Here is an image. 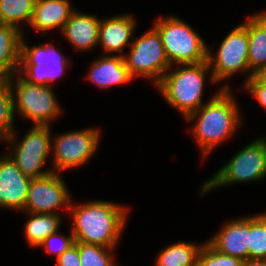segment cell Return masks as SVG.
Returning <instances> with one entry per match:
<instances>
[{
  "label": "cell",
  "instance_id": "1",
  "mask_svg": "<svg viewBox=\"0 0 266 266\" xmlns=\"http://www.w3.org/2000/svg\"><path fill=\"white\" fill-rule=\"evenodd\" d=\"M74 226L72 234L75 241L103 247H115L126 220V207L111 202L94 201L84 205L72 206Z\"/></svg>",
  "mask_w": 266,
  "mask_h": 266
},
{
  "label": "cell",
  "instance_id": "2",
  "mask_svg": "<svg viewBox=\"0 0 266 266\" xmlns=\"http://www.w3.org/2000/svg\"><path fill=\"white\" fill-rule=\"evenodd\" d=\"M229 91L228 86L222 87L207 104L186 117L192 120L200 114L192 134L205 156L218 143L231 136L240 123L238 107Z\"/></svg>",
  "mask_w": 266,
  "mask_h": 266
},
{
  "label": "cell",
  "instance_id": "3",
  "mask_svg": "<svg viewBox=\"0 0 266 266\" xmlns=\"http://www.w3.org/2000/svg\"><path fill=\"white\" fill-rule=\"evenodd\" d=\"M213 60V55L208 51V61L184 64L185 68L166 72L157 85L165 100L185 117L203 105L201 101L205 73L211 67Z\"/></svg>",
  "mask_w": 266,
  "mask_h": 266
},
{
  "label": "cell",
  "instance_id": "4",
  "mask_svg": "<svg viewBox=\"0 0 266 266\" xmlns=\"http://www.w3.org/2000/svg\"><path fill=\"white\" fill-rule=\"evenodd\" d=\"M154 28L161 36L166 57L170 63L197 64L208 61L205 42L186 23L169 16L155 21Z\"/></svg>",
  "mask_w": 266,
  "mask_h": 266
},
{
  "label": "cell",
  "instance_id": "5",
  "mask_svg": "<svg viewBox=\"0 0 266 266\" xmlns=\"http://www.w3.org/2000/svg\"><path fill=\"white\" fill-rule=\"evenodd\" d=\"M266 175V138L256 139L239 151L202 187V193L234 182L257 181Z\"/></svg>",
  "mask_w": 266,
  "mask_h": 266
},
{
  "label": "cell",
  "instance_id": "6",
  "mask_svg": "<svg viewBox=\"0 0 266 266\" xmlns=\"http://www.w3.org/2000/svg\"><path fill=\"white\" fill-rule=\"evenodd\" d=\"M129 74L134 77L154 78L156 86L164 74L170 69L162 39L158 31L152 27L131 44L128 57L123 56Z\"/></svg>",
  "mask_w": 266,
  "mask_h": 266
},
{
  "label": "cell",
  "instance_id": "7",
  "mask_svg": "<svg viewBox=\"0 0 266 266\" xmlns=\"http://www.w3.org/2000/svg\"><path fill=\"white\" fill-rule=\"evenodd\" d=\"M19 75L18 79L14 80L16 81L15 90L12 88L14 85L12 79H15L13 78L15 75L8 78L11 91H16V96L13 93L12 97L14 113L18 110L20 115L31 119L35 125H49L48 123L61 112L51 86L29 83L22 78L21 74Z\"/></svg>",
  "mask_w": 266,
  "mask_h": 266
},
{
  "label": "cell",
  "instance_id": "8",
  "mask_svg": "<svg viewBox=\"0 0 266 266\" xmlns=\"http://www.w3.org/2000/svg\"><path fill=\"white\" fill-rule=\"evenodd\" d=\"M66 62V59L55 50L52 43L30 48L22 38L19 66L21 70H18V73L23 71L27 76L24 77L22 74L25 81L32 84L51 86L52 80L63 73Z\"/></svg>",
  "mask_w": 266,
  "mask_h": 266
},
{
  "label": "cell",
  "instance_id": "9",
  "mask_svg": "<svg viewBox=\"0 0 266 266\" xmlns=\"http://www.w3.org/2000/svg\"><path fill=\"white\" fill-rule=\"evenodd\" d=\"M49 125H34L27 132L19 145L16 144L14 155L8 156L16 163L20 171L27 177L34 179L45 176L52 170L42 171L51 150Z\"/></svg>",
  "mask_w": 266,
  "mask_h": 266
},
{
  "label": "cell",
  "instance_id": "10",
  "mask_svg": "<svg viewBox=\"0 0 266 266\" xmlns=\"http://www.w3.org/2000/svg\"><path fill=\"white\" fill-rule=\"evenodd\" d=\"M99 130L86 129L68 132L55 138L54 141V165L53 170L62 171L85 164L98 147Z\"/></svg>",
  "mask_w": 266,
  "mask_h": 266
},
{
  "label": "cell",
  "instance_id": "11",
  "mask_svg": "<svg viewBox=\"0 0 266 266\" xmlns=\"http://www.w3.org/2000/svg\"><path fill=\"white\" fill-rule=\"evenodd\" d=\"M214 61L212 83L224 80L238 71L249 70L248 34L242 24L224 38Z\"/></svg>",
  "mask_w": 266,
  "mask_h": 266
},
{
  "label": "cell",
  "instance_id": "12",
  "mask_svg": "<svg viewBox=\"0 0 266 266\" xmlns=\"http://www.w3.org/2000/svg\"><path fill=\"white\" fill-rule=\"evenodd\" d=\"M70 201L68 190L58 172L31 179L23 211L29 213L54 214L56 208ZM68 203V204H67Z\"/></svg>",
  "mask_w": 266,
  "mask_h": 266
},
{
  "label": "cell",
  "instance_id": "13",
  "mask_svg": "<svg viewBox=\"0 0 266 266\" xmlns=\"http://www.w3.org/2000/svg\"><path fill=\"white\" fill-rule=\"evenodd\" d=\"M30 181L8 155L0 157V206L23 210Z\"/></svg>",
  "mask_w": 266,
  "mask_h": 266
},
{
  "label": "cell",
  "instance_id": "14",
  "mask_svg": "<svg viewBox=\"0 0 266 266\" xmlns=\"http://www.w3.org/2000/svg\"><path fill=\"white\" fill-rule=\"evenodd\" d=\"M207 242L222 254L248 260L249 217L227 223Z\"/></svg>",
  "mask_w": 266,
  "mask_h": 266
},
{
  "label": "cell",
  "instance_id": "15",
  "mask_svg": "<svg viewBox=\"0 0 266 266\" xmlns=\"http://www.w3.org/2000/svg\"><path fill=\"white\" fill-rule=\"evenodd\" d=\"M100 20L93 15L73 12L62 33L79 50H89L98 44Z\"/></svg>",
  "mask_w": 266,
  "mask_h": 266
},
{
  "label": "cell",
  "instance_id": "16",
  "mask_svg": "<svg viewBox=\"0 0 266 266\" xmlns=\"http://www.w3.org/2000/svg\"><path fill=\"white\" fill-rule=\"evenodd\" d=\"M135 21L130 15L115 16L100 22L98 43L108 52L121 54L123 47L134 39Z\"/></svg>",
  "mask_w": 266,
  "mask_h": 266
},
{
  "label": "cell",
  "instance_id": "17",
  "mask_svg": "<svg viewBox=\"0 0 266 266\" xmlns=\"http://www.w3.org/2000/svg\"><path fill=\"white\" fill-rule=\"evenodd\" d=\"M73 12L68 0H36L29 25L43 31L42 36L52 28L60 27L62 31Z\"/></svg>",
  "mask_w": 266,
  "mask_h": 266
},
{
  "label": "cell",
  "instance_id": "18",
  "mask_svg": "<svg viewBox=\"0 0 266 266\" xmlns=\"http://www.w3.org/2000/svg\"><path fill=\"white\" fill-rule=\"evenodd\" d=\"M248 34V64L253 69L248 79L266 67V12L250 17L245 24Z\"/></svg>",
  "mask_w": 266,
  "mask_h": 266
},
{
  "label": "cell",
  "instance_id": "19",
  "mask_svg": "<svg viewBox=\"0 0 266 266\" xmlns=\"http://www.w3.org/2000/svg\"><path fill=\"white\" fill-rule=\"evenodd\" d=\"M20 29L0 24V78H9L19 69L23 38Z\"/></svg>",
  "mask_w": 266,
  "mask_h": 266
},
{
  "label": "cell",
  "instance_id": "20",
  "mask_svg": "<svg viewBox=\"0 0 266 266\" xmlns=\"http://www.w3.org/2000/svg\"><path fill=\"white\" fill-rule=\"evenodd\" d=\"M88 77L94 84L104 88L133 79L126 67L123 55L107 56L96 60L92 64Z\"/></svg>",
  "mask_w": 266,
  "mask_h": 266
},
{
  "label": "cell",
  "instance_id": "21",
  "mask_svg": "<svg viewBox=\"0 0 266 266\" xmlns=\"http://www.w3.org/2000/svg\"><path fill=\"white\" fill-rule=\"evenodd\" d=\"M202 246L178 242L165 248L157 258V266H197Z\"/></svg>",
  "mask_w": 266,
  "mask_h": 266
},
{
  "label": "cell",
  "instance_id": "22",
  "mask_svg": "<svg viewBox=\"0 0 266 266\" xmlns=\"http://www.w3.org/2000/svg\"><path fill=\"white\" fill-rule=\"evenodd\" d=\"M25 225L27 241L31 246H38L51 234L58 231L60 217L58 214L30 213Z\"/></svg>",
  "mask_w": 266,
  "mask_h": 266
},
{
  "label": "cell",
  "instance_id": "23",
  "mask_svg": "<svg viewBox=\"0 0 266 266\" xmlns=\"http://www.w3.org/2000/svg\"><path fill=\"white\" fill-rule=\"evenodd\" d=\"M36 0H0V24L12 25L26 20L30 24Z\"/></svg>",
  "mask_w": 266,
  "mask_h": 266
},
{
  "label": "cell",
  "instance_id": "24",
  "mask_svg": "<svg viewBox=\"0 0 266 266\" xmlns=\"http://www.w3.org/2000/svg\"><path fill=\"white\" fill-rule=\"evenodd\" d=\"M13 92L8 78H0V138L15 142L13 131ZM13 131V132H12ZM14 139V140H13Z\"/></svg>",
  "mask_w": 266,
  "mask_h": 266
},
{
  "label": "cell",
  "instance_id": "25",
  "mask_svg": "<svg viewBox=\"0 0 266 266\" xmlns=\"http://www.w3.org/2000/svg\"><path fill=\"white\" fill-rule=\"evenodd\" d=\"M248 259L266 260V213L249 217Z\"/></svg>",
  "mask_w": 266,
  "mask_h": 266
},
{
  "label": "cell",
  "instance_id": "26",
  "mask_svg": "<svg viewBox=\"0 0 266 266\" xmlns=\"http://www.w3.org/2000/svg\"><path fill=\"white\" fill-rule=\"evenodd\" d=\"M75 244L78 246L80 266H116L113 264L112 254H110L114 247H103L77 241Z\"/></svg>",
  "mask_w": 266,
  "mask_h": 266
},
{
  "label": "cell",
  "instance_id": "27",
  "mask_svg": "<svg viewBox=\"0 0 266 266\" xmlns=\"http://www.w3.org/2000/svg\"><path fill=\"white\" fill-rule=\"evenodd\" d=\"M244 260L218 252L208 242L202 245L197 266H243Z\"/></svg>",
  "mask_w": 266,
  "mask_h": 266
},
{
  "label": "cell",
  "instance_id": "28",
  "mask_svg": "<svg viewBox=\"0 0 266 266\" xmlns=\"http://www.w3.org/2000/svg\"><path fill=\"white\" fill-rule=\"evenodd\" d=\"M61 239L58 243V245H55V248L53 247V243L55 241V238ZM57 239V240H58ZM75 244V237L71 232L70 236H64L57 234V232L49 235L39 246H44L46 248V251L49 253H54L56 257L58 258L63 252L68 250L71 246Z\"/></svg>",
  "mask_w": 266,
  "mask_h": 266
},
{
  "label": "cell",
  "instance_id": "29",
  "mask_svg": "<svg viewBox=\"0 0 266 266\" xmlns=\"http://www.w3.org/2000/svg\"><path fill=\"white\" fill-rule=\"evenodd\" d=\"M245 88H248L252 95L256 97L262 107L266 109V84L262 83L255 75L245 81Z\"/></svg>",
  "mask_w": 266,
  "mask_h": 266
},
{
  "label": "cell",
  "instance_id": "30",
  "mask_svg": "<svg viewBox=\"0 0 266 266\" xmlns=\"http://www.w3.org/2000/svg\"><path fill=\"white\" fill-rule=\"evenodd\" d=\"M80 264L78 246L74 244L57 258L56 266H80Z\"/></svg>",
  "mask_w": 266,
  "mask_h": 266
},
{
  "label": "cell",
  "instance_id": "31",
  "mask_svg": "<svg viewBox=\"0 0 266 266\" xmlns=\"http://www.w3.org/2000/svg\"><path fill=\"white\" fill-rule=\"evenodd\" d=\"M243 266H266V260L248 259L244 261Z\"/></svg>",
  "mask_w": 266,
  "mask_h": 266
},
{
  "label": "cell",
  "instance_id": "32",
  "mask_svg": "<svg viewBox=\"0 0 266 266\" xmlns=\"http://www.w3.org/2000/svg\"><path fill=\"white\" fill-rule=\"evenodd\" d=\"M262 83L266 84V67L261 68L254 74Z\"/></svg>",
  "mask_w": 266,
  "mask_h": 266
}]
</instances>
